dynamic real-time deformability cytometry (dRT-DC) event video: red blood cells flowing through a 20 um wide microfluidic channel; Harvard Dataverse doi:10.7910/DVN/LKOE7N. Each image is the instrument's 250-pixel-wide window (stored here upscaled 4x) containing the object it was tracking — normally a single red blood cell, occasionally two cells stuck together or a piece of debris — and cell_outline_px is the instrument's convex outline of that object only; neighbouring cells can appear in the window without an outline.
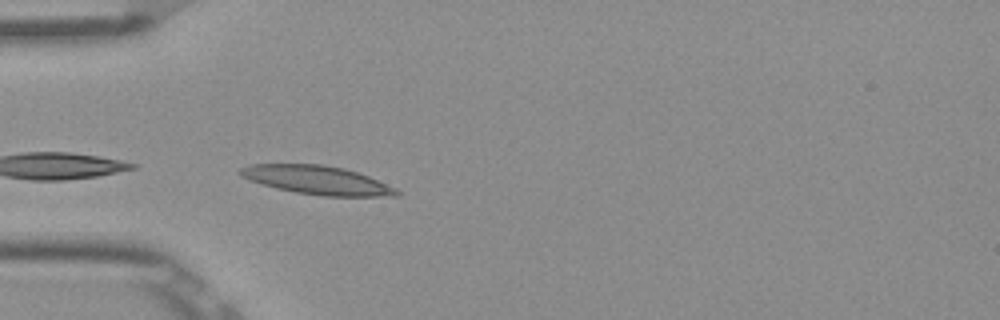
{"species": "Egyptian fruit bat (a non-hibernating species)", "species_latin": "Rousettus aegyptiacus", "temperature_condition": "room temperature", "stored_images_in_passage": 18, "camera_frame_rate_fps": 3000, "um_per_image_px": 0.085, "frame": {"image": 1, "passage_image": 1, "time_ms": 0.0, "image_size_px": [1000, 320], "cell_outline_px": [[400, 196], [324, 196], [296, 192], [276, 188], [240, 176], [236, 172], [240, 168], [248, 164], [320, 164], [344, 168], [368, 176], [396, 188], [400, 192]], "centroid_in_image_um": [26.95, 15.3], "position_along_channel_um": 58.1, "area_um2": 25.95}}
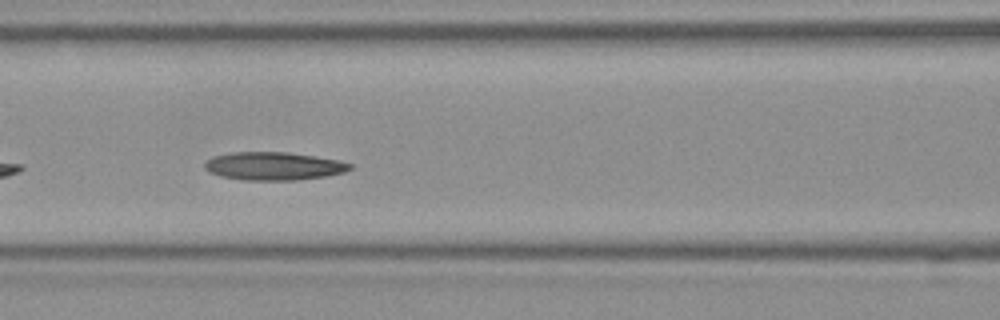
{"frame": {"image": 2, "passage_image": 8, "time_ms": 2.333, "image_size_px": [1000, 320], "cell_outline_px": [[352, 168], [344, 172], [324, 176], [296, 180], [244, 180], [220, 176], [208, 172], [204, 168], [204, 164], [212, 156], [232, 152], [288, 152], [316, 156], [340, 160], [352, 164]], "centroid_in_image_um": [23.25, 14.11], "position_along_channel_um": 143.4, "area_um2": 23.87}}
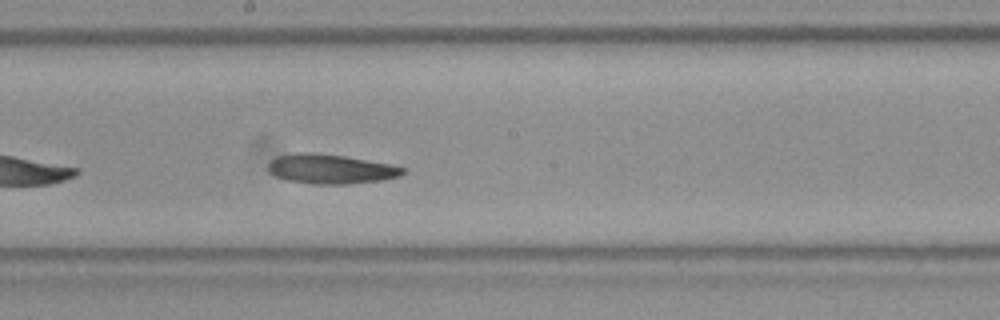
{"frame": {"image": 3, "passage_image": 14, "time_ms": 4.333, "image_size_px": [1000, 320], "cell_outline_px": [[408, 168], [400, 176], [380, 180], [348, 184], [312, 184], [288, 180], [276, 176], [268, 172], [268, 164], [276, 156], [296, 152], [312, 152], [344, 156], [392, 164]], "centroid_in_image_um": [28.11, 14.35], "position_along_channel_um": 220.1, "area_um2": 23.29}}